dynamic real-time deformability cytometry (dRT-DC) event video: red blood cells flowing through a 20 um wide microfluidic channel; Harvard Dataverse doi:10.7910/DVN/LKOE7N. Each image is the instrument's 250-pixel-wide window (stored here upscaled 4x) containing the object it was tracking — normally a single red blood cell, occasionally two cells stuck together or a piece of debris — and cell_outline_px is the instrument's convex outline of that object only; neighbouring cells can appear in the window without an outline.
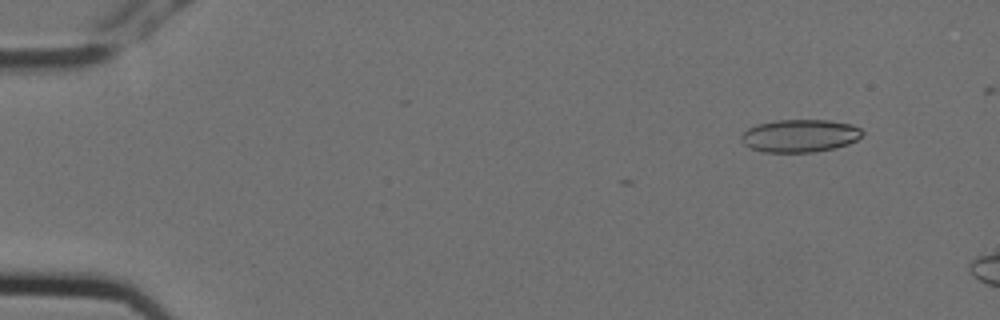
{"species": "Egyptian fruit bat (a non-hibernating species)", "species_latin": "Rousettus aegyptiacus", "temperature_condition": "cold", "stored_images_in_passage": 7, "camera_frame_rate_fps": 3000, "um_per_image_px": 0.085, "animal": {"sex": "female"}, "frame": {"image": 1, "passage_image": 2, "time_ms": 0.333, "image_size_px": [1000, 320], "cell_outline_px": [[864, 132], [856, 140], [848, 144], [836, 148], [812, 152], [764, 152], [752, 148], [744, 144], [740, 140], [740, 136], [748, 128], [756, 124], [776, 120], [828, 120], [852, 124], [860, 128]], "centroid_in_image_um": [67.99, 11.53], "position_along_channel_um": 17.0, "area_um2": 23.18}}
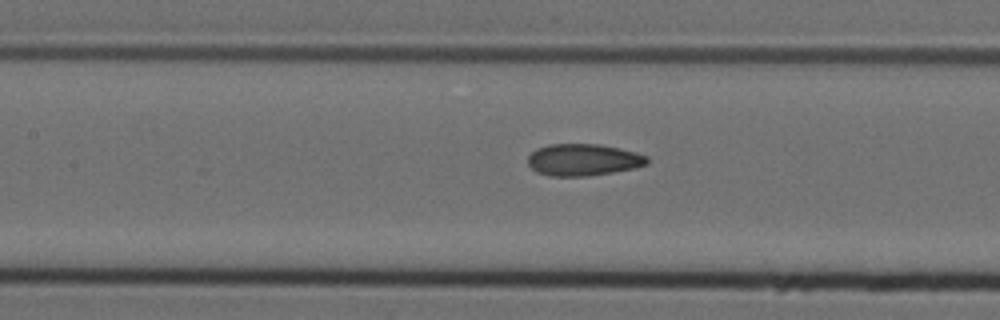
{"frame": {"image": 2, "passage_image": 7, "time_ms": 2.0, "image_size_px": [1000, 320], "cell_outline_px": [[648, 164], [632, 168], [612, 172], [588, 176], [548, 176], [536, 172], [528, 164], [528, 156], [536, 148], [548, 144], [600, 144], [620, 148], [636, 152], [648, 156]], "centroid_in_image_um": [49.56, 13.58], "position_along_channel_um": 157.8, "area_um2": 22.25}}